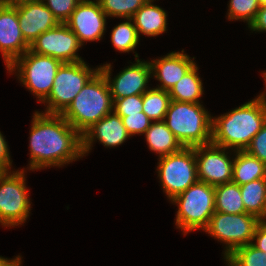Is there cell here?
<instances>
[{
	"label": "cell",
	"mask_w": 266,
	"mask_h": 266,
	"mask_svg": "<svg viewBox=\"0 0 266 266\" xmlns=\"http://www.w3.org/2000/svg\"><path fill=\"white\" fill-rule=\"evenodd\" d=\"M31 123L29 170L60 167L83 157L81 134L61 114L36 111Z\"/></svg>",
	"instance_id": "1"
},
{
	"label": "cell",
	"mask_w": 266,
	"mask_h": 266,
	"mask_svg": "<svg viewBox=\"0 0 266 266\" xmlns=\"http://www.w3.org/2000/svg\"><path fill=\"white\" fill-rule=\"evenodd\" d=\"M266 121V106L257 97L218 117H212L211 143L245 151Z\"/></svg>",
	"instance_id": "2"
},
{
	"label": "cell",
	"mask_w": 266,
	"mask_h": 266,
	"mask_svg": "<svg viewBox=\"0 0 266 266\" xmlns=\"http://www.w3.org/2000/svg\"><path fill=\"white\" fill-rule=\"evenodd\" d=\"M113 104L108 81L99 70L61 115L82 135L93 124L111 113Z\"/></svg>",
	"instance_id": "3"
},
{
	"label": "cell",
	"mask_w": 266,
	"mask_h": 266,
	"mask_svg": "<svg viewBox=\"0 0 266 266\" xmlns=\"http://www.w3.org/2000/svg\"><path fill=\"white\" fill-rule=\"evenodd\" d=\"M164 122L183 147L211 143L212 116L201 103L171 100Z\"/></svg>",
	"instance_id": "4"
},
{
	"label": "cell",
	"mask_w": 266,
	"mask_h": 266,
	"mask_svg": "<svg viewBox=\"0 0 266 266\" xmlns=\"http://www.w3.org/2000/svg\"><path fill=\"white\" fill-rule=\"evenodd\" d=\"M215 186L197 181L171 200L178 205L175 225L183 231L204 230L215 213Z\"/></svg>",
	"instance_id": "5"
},
{
	"label": "cell",
	"mask_w": 266,
	"mask_h": 266,
	"mask_svg": "<svg viewBox=\"0 0 266 266\" xmlns=\"http://www.w3.org/2000/svg\"><path fill=\"white\" fill-rule=\"evenodd\" d=\"M62 62L50 56L36 54L29 49L16 59L7 71L18 76L19 81L43 102L50 94L54 78Z\"/></svg>",
	"instance_id": "6"
},
{
	"label": "cell",
	"mask_w": 266,
	"mask_h": 266,
	"mask_svg": "<svg viewBox=\"0 0 266 266\" xmlns=\"http://www.w3.org/2000/svg\"><path fill=\"white\" fill-rule=\"evenodd\" d=\"M99 70V67L90 68L84 60L62 63L56 72L49 96L42 102L46 104L43 113L61 114Z\"/></svg>",
	"instance_id": "7"
},
{
	"label": "cell",
	"mask_w": 266,
	"mask_h": 266,
	"mask_svg": "<svg viewBox=\"0 0 266 266\" xmlns=\"http://www.w3.org/2000/svg\"><path fill=\"white\" fill-rule=\"evenodd\" d=\"M25 171H0V224L6 228L22 225L29 217Z\"/></svg>",
	"instance_id": "8"
},
{
	"label": "cell",
	"mask_w": 266,
	"mask_h": 266,
	"mask_svg": "<svg viewBox=\"0 0 266 266\" xmlns=\"http://www.w3.org/2000/svg\"><path fill=\"white\" fill-rule=\"evenodd\" d=\"M158 159V177L170 201L198 181L195 147H183Z\"/></svg>",
	"instance_id": "9"
},
{
	"label": "cell",
	"mask_w": 266,
	"mask_h": 266,
	"mask_svg": "<svg viewBox=\"0 0 266 266\" xmlns=\"http://www.w3.org/2000/svg\"><path fill=\"white\" fill-rule=\"evenodd\" d=\"M260 221L257 217L247 213L227 214L215 211L203 231L226 244L223 253L225 259L235 249L252 242L255 229Z\"/></svg>",
	"instance_id": "10"
},
{
	"label": "cell",
	"mask_w": 266,
	"mask_h": 266,
	"mask_svg": "<svg viewBox=\"0 0 266 266\" xmlns=\"http://www.w3.org/2000/svg\"><path fill=\"white\" fill-rule=\"evenodd\" d=\"M82 46L73 31L65 23H59L32 41L29 50L39 55L56 58L62 63H74L82 61L77 55Z\"/></svg>",
	"instance_id": "11"
},
{
	"label": "cell",
	"mask_w": 266,
	"mask_h": 266,
	"mask_svg": "<svg viewBox=\"0 0 266 266\" xmlns=\"http://www.w3.org/2000/svg\"><path fill=\"white\" fill-rule=\"evenodd\" d=\"M135 59L136 63H132L120 71L114 79L111 78L112 67L110 63L99 66L100 71L108 81L113 102L131 95L143 94L149 89L147 83L152 77L150 61L139 60L137 53Z\"/></svg>",
	"instance_id": "12"
},
{
	"label": "cell",
	"mask_w": 266,
	"mask_h": 266,
	"mask_svg": "<svg viewBox=\"0 0 266 266\" xmlns=\"http://www.w3.org/2000/svg\"><path fill=\"white\" fill-rule=\"evenodd\" d=\"M226 151L227 148L213 143L195 146L198 181L212 186L231 182L233 159Z\"/></svg>",
	"instance_id": "13"
},
{
	"label": "cell",
	"mask_w": 266,
	"mask_h": 266,
	"mask_svg": "<svg viewBox=\"0 0 266 266\" xmlns=\"http://www.w3.org/2000/svg\"><path fill=\"white\" fill-rule=\"evenodd\" d=\"M107 17L98 0H81L65 24L83 45L84 42L102 39Z\"/></svg>",
	"instance_id": "14"
},
{
	"label": "cell",
	"mask_w": 266,
	"mask_h": 266,
	"mask_svg": "<svg viewBox=\"0 0 266 266\" xmlns=\"http://www.w3.org/2000/svg\"><path fill=\"white\" fill-rule=\"evenodd\" d=\"M29 46L22 35L16 7L0 6V52L6 68L22 56Z\"/></svg>",
	"instance_id": "15"
},
{
	"label": "cell",
	"mask_w": 266,
	"mask_h": 266,
	"mask_svg": "<svg viewBox=\"0 0 266 266\" xmlns=\"http://www.w3.org/2000/svg\"><path fill=\"white\" fill-rule=\"evenodd\" d=\"M16 9L22 35L29 44L59 24L51 10L41 0L16 6Z\"/></svg>",
	"instance_id": "16"
},
{
	"label": "cell",
	"mask_w": 266,
	"mask_h": 266,
	"mask_svg": "<svg viewBox=\"0 0 266 266\" xmlns=\"http://www.w3.org/2000/svg\"><path fill=\"white\" fill-rule=\"evenodd\" d=\"M82 152L85 156L93 147V141L99 142L107 147H116L130 138L124 127L122 118L114 111L107 114L101 120L93 124L82 135Z\"/></svg>",
	"instance_id": "17"
},
{
	"label": "cell",
	"mask_w": 266,
	"mask_h": 266,
	"mask_svg": "<svg viewBox=\"0 0 266 266\" xmlns=\"http://www.w3.org/2000/svg\"><path fill=\"white\" fill-rule=\"evenodd\" d=\"M195 64L189 55L184 54V50L151 60L152 77L160 81L156 88L169 91Z\"/></svg>",
	"instance_id": "18"
},
{
	"label": "cell",
	"mask_w": 266,
	"mask_h": 266,
	"mask_svg": "<svg viewBox=\"0 0 266 266\" xmlns=\"http://www.w3.org/2000/svg\"><path fill=\"white\" fill-rule=\"evenodd\" d=\"M153 2L147 0L132 17L138 37L140 33L150 37L158 36L167 30V13Z\"/></svg>",
	"instance_id": "19"
},
{
	"label": "cell",
	"mask_w": 266,
	"mask_h": 266,
	"mask_svg": "<svg viewBox=\"0 0 266 266\" xmlns=\"http://www.w3.org/2000/svg\"><path fill=\"white\" fill-rule=\"evenodd\" d=\"M144 134L150 151L159 154V158L183 148L164 121H152Z\"/></svg>",
	"instance_id": "20"
},
{
	"label": "cell",
	"mask_w": 266,
	"mask_h": 266,
	"mask_svg": "<svg viewBox=\"0 0 266 266\" xmlns=\"http://www.w3.org/2000/svg\"><path fill=\"white\" fill-rule=\"evenodd\" d=\"M231 182L239 186L251 181L266 178V165L246 151H235Z\"/></svg>",
	"instance_id": "21"
},
{
	"label": "cell",
	"mask_w": 266,
	"mask_h": 266,
	"mask_svg": "<svg viewBox=\"0 0 266 266\" xmlns=\"http://www.w3.org/2000/svg\"><path fill=\"white\" fill-rule=\"evenodd\" d=\"M195 64L184 76L168 91L171 100L187 103H200L203 93V83Z\"/></svg>",
	"instance_id": "22"
},
{
	"label": "cell",
	"mask_w": 266,
	"mask_h": 266,
	"mask_svg": "<svg viewBox=\"0 0 266 266\" xmlns=\"http://www.w3.org/2000/svg\"><path fill=\"white\" fill-rule=\"evenodd\" d=\"M240 191L246 213L266 220V178L243 184Z\"/></svg>",
	"instance_id": "23"
},
{
	"label": "cell",
	"mask_w": 266,
	"mask_h": 266,
	"mask_svg": "<svg viewBox=\"0 0 266 266\" xmlns=\"http://www.w3.org/2000/svg\"><path fill=\"white\" fill-rule=\"evenodd\" d=\"M215 211L227 214L246 213L240 186L233 182L215 186Z\"/></svg>",
	"instance_id": "24"
},
{
	"label": "cell",
	"mask_w": 266,
	"mask_h": 266,
	"mask_svg": "<svg viewBox=\"0 0 266 266\" xmlns=\"http://www.w3.org/2000/svg\"><path fill=\"white\" fill-rule=\"evenodd\" d=\"M171 98L168 91L151 88L143 93L142 111L152 121H164Z\"/></svg>",
	"instance_id": "25"
},
{
	"label": "cell",
	"mask_w": 266,
	"mask_h": 266,
	"mask_svg": "<svg viewBox=\"0 0 266 266\" xmlns=\"http://www.w3.org/2000/svg\"><path fill=\"white\" fill-rule=\"evenodd\" d=\"M111 42L115 49L120 52H134L139 37L132 18H127L125 22L116 25L112 29Z\"/></svg>",
	"instance_id": "26"
},
{
	"label": "cell",
	"mask_w": 266,
	"mask_h": 266,
	"mask_svg": "<svg viewBox=\"0 0 266 266\" xmlns=\"http://www.w3.org/2000/svg\"><path fill=\"white\" fill-rule=\"evenodd\" d=\"M224 261L227 266H266V253L250 243L235 249Z\"/></svg>",
	"instance_id": "27"
},
{
	"label": "cell",
	"mask_w": 266,
	"mask_h": 266,
	"mask_svg": "<svg viewBox=\"0 0 266 266\" xmlns=\"http://www.w3.org/2000/svg\"><path fill=\"white\" fill-rule=\"evenodd\" d=\"M147 0H98L101 9L109 17L132 18Z\"/></svg>",
	"instance_id": "28"
},
{
	"label": "cell",
	"mask_w": 266,
	"mask_h": 266,
	"mask_svg": "<svg viewBox=\"0 0 266 266\" xmlns=\"http://www.w3.org/2000/svg\"><path fill=\"white\" fill-rule=\"evenodd\" d=\"M228 4V19L246 21L248 26L260 9L258 0H230Z\"/></svg>",
	"instance_id": "29"
},
{
	"label": "cell",
	"mask_w": 266,
	"mask_h": 266,
	"mask_svg": "<svg viewBox=\"0 0 266 266\" xmlns=\"http://www.w3.org/2000/svg\"><path fill=\"white\" fill-rule=\"evenodd\" d=\"M59 23H65L81 0H41Z\"/></svg>",
	"instance_id": "30"
},
{
	"label": "cell",
	"mask_w": 266,
	"mask_h": 266,
	"mask_svg": "<svg viewBox=\"0 0 266 266\" xmlns=\"http://www.w3.org/2000/svg\"><path fill=\"white\" fill-rule=\"evenodd\" d=\"M127 133L132 137L135 134H144L150 127L152 120L143 112L120 116Z\"/></svg>",
	"instance_id": "31"
},
{
	"label": "cell",
	"mask_w": 266,
	"mask_h": 266,
	"mask_svg": "<svg viewBox=\"0 0 266 266\" xmlns=\"http://www.w3.org/2000/svg\"><path fill=\"white\" fill-rule=\"evenodd\" d=\"M143 109V94L131 95L122 99H117L113 104V111L119 116H128L141 112Z\"/></svg>",
	"instance_id": "32"
},
{
	"label": "cell",
	"mask_w": 266,
	"mask_h": 266,
	"mask_svg": "<svg viewBox=\"0 0 266 266\" xmlns=\"http://www.w3.org/2000/svg\"><path fill=\"white\" fill-rule=\"evenodd\" d=\"M245 151L266 165V121L261 130L252 138Z\"/></svg>",
	"instance_id": "33"
},
{
	"label": "cell",
	"mask_w": 266,
	"mask_h": 266,
	"mask_svg": "<svg viewBox=\"0 0 266 266\" xmlns=\"http://www.w3.org/2000/svg\"><path fill=\"white\" fill-rule=\"evenodd\" d=\"M251 244L266 253V220H261L259 222L255 229Z\"/></svg>",
	"instance_id": "34"
},
{
	"label": "cell",
	"mask_w": 266,
	"mask_h": 266,
	"mask_svg": "<svg viewBox=\"0 0 266 266\" xmlns=\"http://www.w3.org/2000/svg\"><path fill=\"white\" fill-rule=\"evenodd\" d=\"M7 142L0 131V171H11L12 160Z\"/></svg>",
	"instance_id": "35"
},
{
	"label": "cell",
	"mask_w": 266,
	"mask_h": 266,
	"mask_svg": "<svg viewBox=\"0 0 266 266\" xmlns=\"http://www.w3.org/2000/svg\"><path fill=\"white\" fill-rule=\"evenodd\" d=\"M248 28L256 32H266V6L260 7Z\"/></svg>",
	"instance_id": "36"
},
{
	"label": "cell",
	"mask_w": 266,
	"mask_h": 266,
	"mask_svg": "<svg viewBox=\"0 0 266 266\" xmlns=\"http://www.w3.org/2000/svg\"><path fill=\"white\" fill-rule=\"evenodd\" d=\"M35 0H0V6L16 7Z\"/></svg>",
	"instance_id": "37"
},
{
	"label": "cell",
	"mask_w": 266,
	"mask_h": 266,
	"mask_svg": "<svg viewBox=\"0 0 266 266\" xmlns=\"http://www.w3.org/2000/svg\"><path fill=\"white\" fill-rule=\"evenodd\" d=\"M21 256H16L14 259H9L3 266H21Z\"/></svg>",
	"instance_id": "38"
},
{
	"label": "cell",
	"mask_w": 266,
	"mask_h": 266,
	"mask_svg": "<svg viewBox=\"0 0 266 266\" xmlns=\"http://www.w3.org/2000/svg\"><path fill=\"white\" fill-rule=\"evenodd\" d=\"M262 75H263L262 77H264L265 87H266V71L263 72ZM257 97H258V98L261 100V102L266 106V92L261 93V94L258 95Z\"/></svg>",
	"instance_id": "39"
},
{
	"label": "cell",
	"mask_w": 266,
	"mask_h": 266,
	"mask_svg": "<svg viewBox=\"0 0 266 266\" xmlns=\"http://www.w3.org/2000/svg\"><path fill=\"white\" fill-rule=\"evenodd\" d=\"M9 259L0 256V266H3Z\"/></svg>",
	"instance_id": "40"
},
{
	"label": "cell",
	"mask_w": 266,
	"mask_h": 266,
	"mask_svg": "<svg viewBox=\"0 0 266 266\" xmlns=\"http://www.w3.org/2000/svg\"><path fill=\"white\" fill-rule=\"evenodd\" d=\"M260 7L266 6V0H258Z\"/></svg>",
	"instance_id": "41"
}]
</instances>
